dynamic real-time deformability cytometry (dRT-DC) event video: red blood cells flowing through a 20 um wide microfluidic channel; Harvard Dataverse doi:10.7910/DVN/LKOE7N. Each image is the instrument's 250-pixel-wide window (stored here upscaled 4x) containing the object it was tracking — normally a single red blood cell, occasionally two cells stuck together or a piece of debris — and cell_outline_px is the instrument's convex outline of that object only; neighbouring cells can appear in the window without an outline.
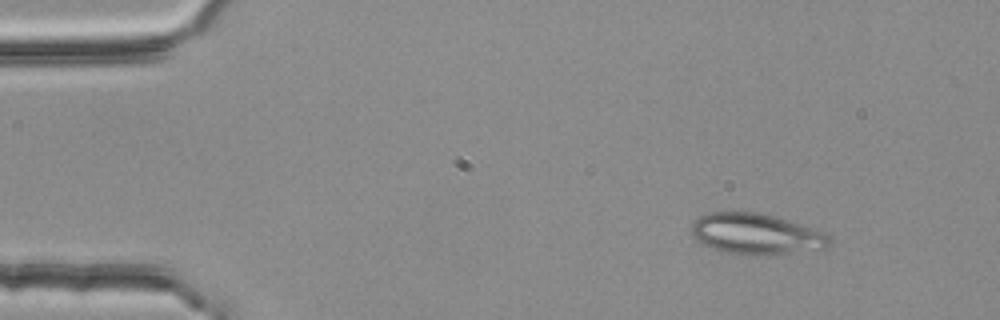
{"species": "common noctule bat (a hibernating species)", "species_latin": "Nyctalus noctula", "temperature_condition": "room temperature", "stored_images_in_passage": 2, "camera_frame_rate_fps": 3000, "um_per_image_px": 0.085, "animal": {"sex": "female", "body_mass_g": 25.1}, "frame": {"image": 1, "passage_image": 1, "time_ms": 0.0, "image_size_px": [1000, 320], "cell_outline_px": [[832, 244], [828, 248], [792, 252], [728, 252], [704, 244], [692, 232], [692, 224], [700, 216], [708, 212], [756, 212], [772, 216], [800, 224], [824, 232], [832, 240]], "centroid_in_image_um": [64.32, 19.84], "position_along_channel_um": 20.7, "area_um2": 31.27}}